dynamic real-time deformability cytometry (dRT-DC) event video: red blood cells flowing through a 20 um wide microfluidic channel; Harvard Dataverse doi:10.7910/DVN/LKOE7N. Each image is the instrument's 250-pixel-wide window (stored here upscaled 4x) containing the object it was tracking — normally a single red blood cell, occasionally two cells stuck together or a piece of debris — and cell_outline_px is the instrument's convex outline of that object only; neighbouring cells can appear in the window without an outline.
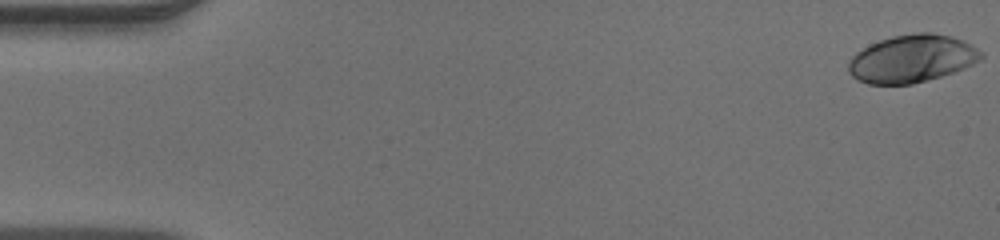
{"species": "human", "species_latin": "Homo sapiens", "temperature_condition": "warm", "stored_images_in_passage": 49, "camera_frame_rate_fps": 3000, "um_per_image_px": 0.085, "donor": {"sex": "male"}, "frame": {"image": 1, "passage_image": 1, "time_ms": 0.0, "image_size_px": [1000, 240], "cell_outline_px": [[984, 56], [980, 60], [964, 68], [940, 76], [912, 84], [868, 84], [856, 80], [848, 72], [848, 60], [856, 52], [880, 40], [892, 36], [916, 32], [932, 32], [952, 36], [972, 44], [984, 52]], "centroid_in_image_um": [77.52, 4.98], "position_along_channel_um": 7.5, "area_um2": 36.99}}
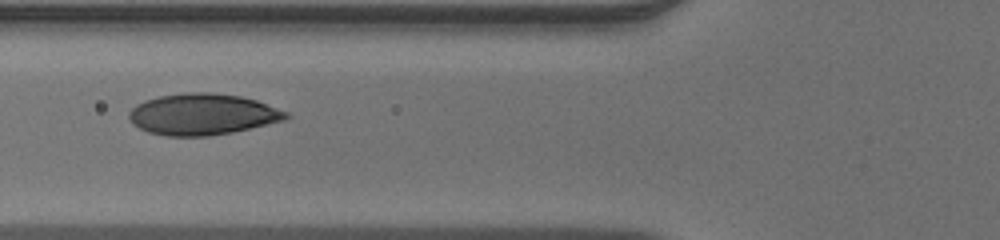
{"frame": {"image": 2, "passage_image": 19, "time_ms": 6.0, "image_size_px": [1000, 240], "cell_outline_px": [[292, 116], [288, 120], [232, 132], [208, 136], [164, 136], [148, 132], [132, 124], [128, 120], [128, 112], [136, 104], [144, 100], [160, 96], [188, 92], [208, 92], [240, 96], [256, 100], [288, 112]], "centroid_in_image_um": [17.21, 9.72], "position_along_channel_um": 108.6, "area_um2": 38.03}}
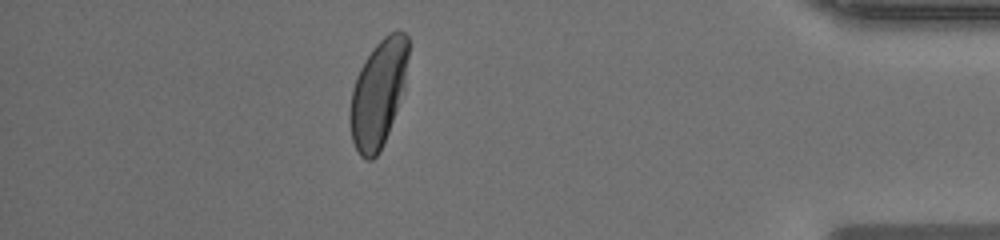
{"frame": {"image": 3, "passage_image": 43, "time_ms": 14.0, "image_size_px": [1000, 240], "cell_outline_px": [[408, 56], [404, 92], [380, 152], [372, 160], [364, 160], [360, 156], [352, 140], [348, 120], [348, 112], [352, 88], [356, 76], [364, 60], [372, 48], [388, 32], [404, 32], [408, 36]], "centroid_in_image_um": [32.13, 7.96], "position_along_channel_um": 403.1, "area_um2": 36.82}}